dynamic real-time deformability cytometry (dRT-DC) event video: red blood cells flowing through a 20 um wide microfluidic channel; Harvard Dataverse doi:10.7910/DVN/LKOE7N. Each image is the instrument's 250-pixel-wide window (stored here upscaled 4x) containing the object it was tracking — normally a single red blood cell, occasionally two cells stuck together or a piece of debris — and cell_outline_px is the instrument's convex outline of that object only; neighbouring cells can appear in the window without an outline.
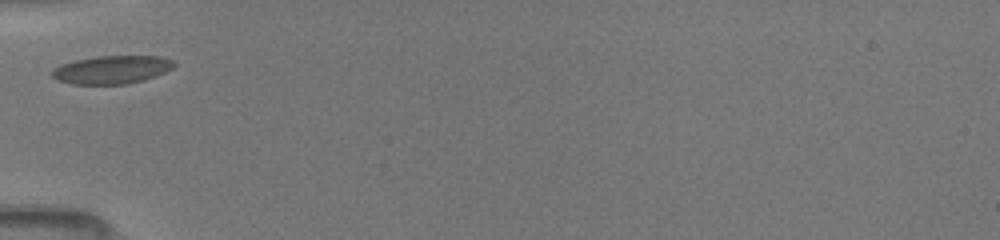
{"species": "common noctule bat (a hibernating species)", "species_latin": "Nyctalus noctula", "temperature_condition": "room temperature", "stored_images_in_passage": 38, "camera_frame_rate_fps": 3000, "um_per_image_px": 0.085, "animal": {"sex": "female", "body_mass_g": 19.5, "forearm_length_mm": 54.1}, "frame": {"image": 1, "passage_image": 1, "time_ms": 0.0, "image_size_px": [1000, 240], "cell_outline_px": [[176, 64], [172, 68], [164, 72], [144, 80], [128, 84], [72, 84], [56, 80], [52, 76], [52, 68], [60, 64], [76, 60], [96, 56], [160, 56], [172, 60]], "centroid_in_image_um": [9.47, 5.92], "position_along_channel_um": 75.5, "area_um2": 20.06}}
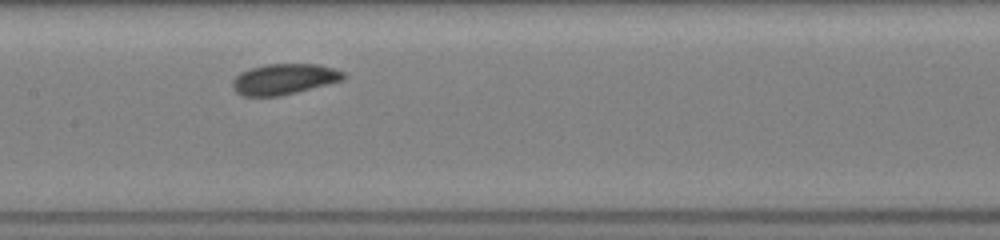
{"frame": {"image": 2, "passage_image": 13, "time_ms": 2.667, "image_size_px": [1000, 240], "cell_outline_px": [[348, 76], [344, 80], [280, 96], [244, 96], [236, 92], [232, 88], [232, 80], [240, 72], [264, 64], [320, 64], [344, 72]], "centroid_in_image_um": [24.16, 6.72], "position_along_channel_um": 183.2, "area_um2": 19.94}}
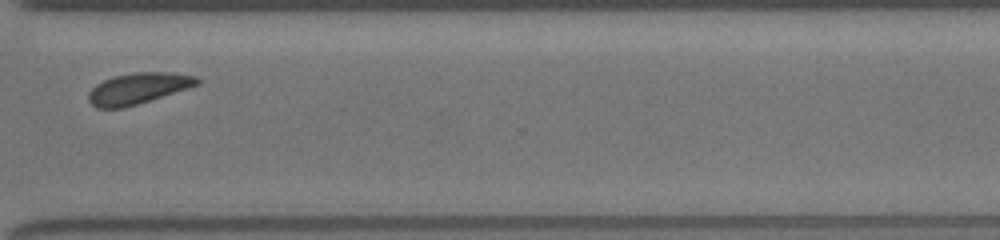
{"frame": {"image": 3, "passage_image": 37, "time_ms": 7.0, "image_size_px": [1000, 240], "cell_outline_px": [[200, 84], [188, 88], [124, 108], [96, 108], [88, 100], [88, 92], [96, 84], [112, 76], [132, 72], [172, 72], [196, 76], [200, 80]], "centroid_in_image_um": [11.73, 7.5], "position_along_channel_um": 358.9, "area_um2": 19.71}}